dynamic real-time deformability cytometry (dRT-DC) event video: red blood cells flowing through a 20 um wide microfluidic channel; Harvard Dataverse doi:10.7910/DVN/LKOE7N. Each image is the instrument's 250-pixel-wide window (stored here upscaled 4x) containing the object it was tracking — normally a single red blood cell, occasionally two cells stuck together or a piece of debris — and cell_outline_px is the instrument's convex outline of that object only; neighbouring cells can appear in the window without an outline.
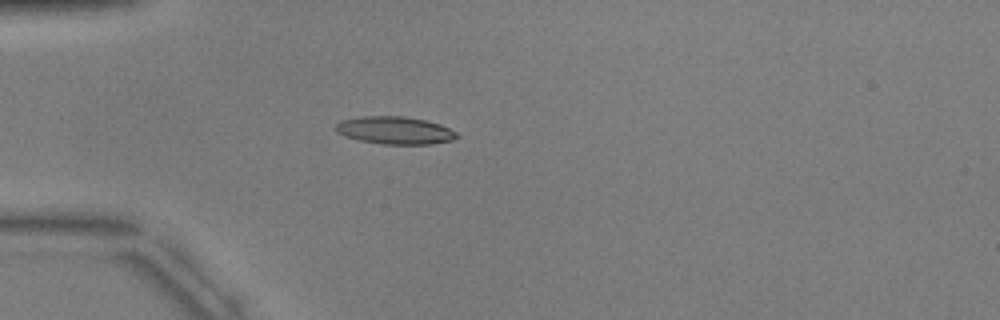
{"species": "common noctule bat (a hibernating species)", "species_latin": "Nyctalus noctula", "temperature_condition": "warm", "stored_images_in_passage": 4, "camera_frame_rate_fps": 3000, "um_per_image_px": 0.085, "animal": {"sex": "male", "body_mass_g": 17.9, "forearm_length_mm": 54.2}, "frame": {"image": 1, "passage_image": 4, "time_ms": 3.667, "image_size_px": [1000, 320], "cell_outline_px": [[460, 136], [452, 140], [432, 144], [384, 144], [360, 140], [344, 136], [336, 132], [336, 124], [340, 120], [360, 116], [404, 116], [424, 120], [440, 124], [456, 132]], "centroid_in_image_um": [33.55, 11.07], "position_along_channel_um": 51.4, "area_um2": 19.48}}